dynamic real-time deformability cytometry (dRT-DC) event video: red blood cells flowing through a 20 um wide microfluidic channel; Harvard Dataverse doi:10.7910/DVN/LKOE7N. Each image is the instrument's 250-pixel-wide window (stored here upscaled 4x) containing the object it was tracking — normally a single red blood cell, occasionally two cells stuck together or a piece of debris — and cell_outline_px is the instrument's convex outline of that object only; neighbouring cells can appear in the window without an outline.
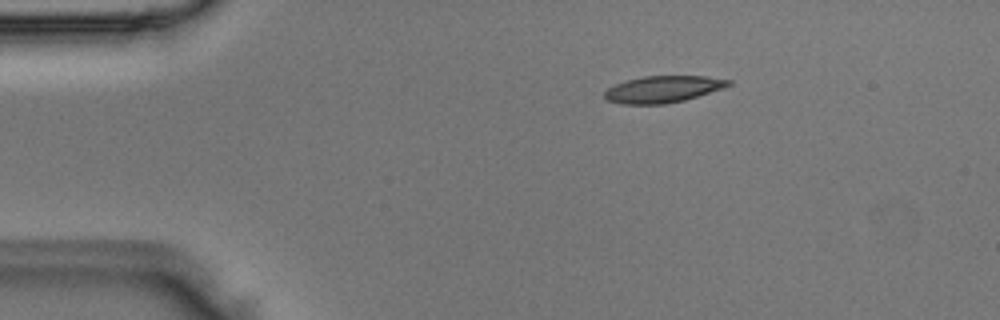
{"species": "Egyptian fruit bat (a non-hibernating species)", "species_latin": "Rousettus aegyptiacus", "temperature_condition": "room temperature", "stored_images_in_passage": 4, "camera_frame_rate_fps": 3000, "um_per_image_px": 0.085, "animal": {"sex": "male"}, "frame": {"image": 1, "passage_image": 4, "time_ms": 1.0, "image_size_px": [1000, 320], "cell_outline_px": [[732, 84], [724, 88], [684, 100], [664, 104], [620, 104], [608, 100], [604, 96], [604, 92], [608, 88], [616, 84], [628, 80], [644, 76], [708, 76], [732, 80]], "centroid_in_image_um": [56.38, 7.58], "position_along_channel_um": 28.6, "area_um2": 19.25}}